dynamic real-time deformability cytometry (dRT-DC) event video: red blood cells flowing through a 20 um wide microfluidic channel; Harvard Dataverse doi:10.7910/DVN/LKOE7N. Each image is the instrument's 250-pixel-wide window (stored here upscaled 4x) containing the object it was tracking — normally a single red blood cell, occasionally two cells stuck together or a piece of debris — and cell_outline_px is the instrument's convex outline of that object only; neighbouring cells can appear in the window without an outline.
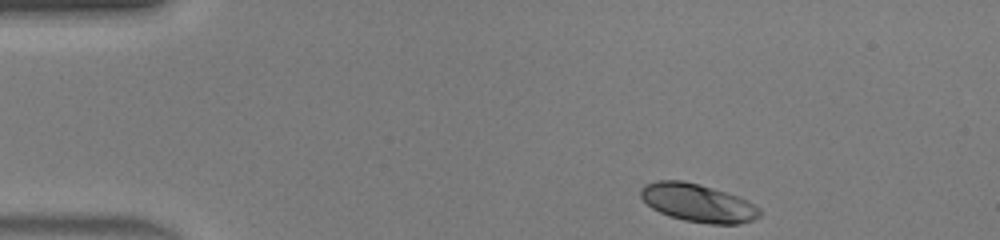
{"species": "human", "species_latin": "Homo sapiens", "temperature_condition": "warm", "stored_images_in_passage": 40, "camera_frame_rate_fps": 3000, "um_per_image_px": 0.085, "donor": {"sex": "male"}, "frame": {"image": 1, "passage_image": 1, "time_ms": 0.0, "image_size_px": [1000, 240], "cell_outline_px": [[760, 216], [752, 220], [736, 224], [712, 224], [684, 220], [668, 216], [652, 208], [640, 196], [640, 188], [644, 184], [656, 180], [684, 180], [712, 188], [736, 196], [760, 208]], "centroid_in_image_um": [59.26, 17.24], "position_along_channel_um": 25.7, "area_um2": 26.13}}
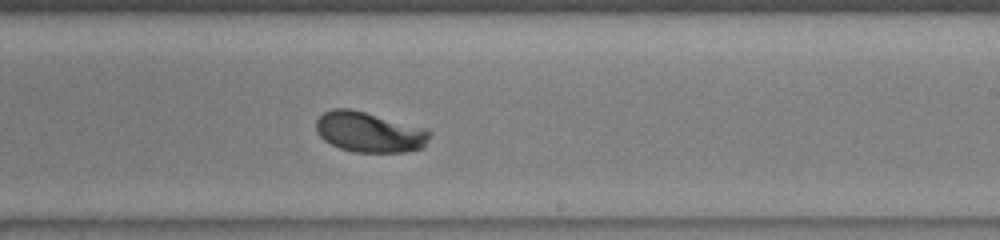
{"frame": {"image": 2, "passage_image": 22, "time_ms": 7.0, "image_size_px": [1000, 240], "cell_outline_px": [[432, 132], [424, 148], [404, 152], [352, 152], [340, 148], [324, 140], [316, 132], [316, 120], [324, 112], [332, 108], [348, 108], [364, 112], [424, 128]], "centroid_in_image_um": [31.38, 11.24], "position_along_channel_um": 257.6, "area_um2": 26.59}}
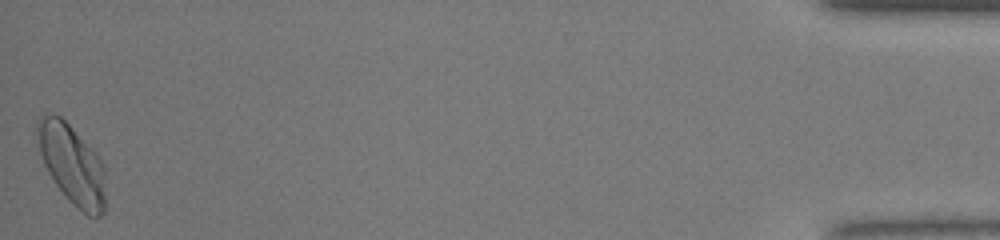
{"frame": {"image": 3, "passage_image": 40, "time_ms": 13.0, "image_size_px": [1000, 240], "cell_outline_px": [[104, 212], [100, 216], [88, 216], [72, 204], [68, 200], [56, 184], [48, 172], [44, 164], [40, 152], [36, 128], [40, 120], [44, 116], [60, 116], [96, 152], [104, 168]], "centroid_in_image_um": [6.14, 14.02], "position_along_channel_um": 429.1, "area_um2": 30.92}, "authors_computed_cell_mechanics": {"area_um2": 26.7325, "velocity_mm_per_s": 4.4438, "shape_relaxation_time_tau1_ms": 2.2716, "shape_relaxation_time_tau2_ms": null, "deformation_change_tau1": 0.155, "deformation_change_tau2": null}}